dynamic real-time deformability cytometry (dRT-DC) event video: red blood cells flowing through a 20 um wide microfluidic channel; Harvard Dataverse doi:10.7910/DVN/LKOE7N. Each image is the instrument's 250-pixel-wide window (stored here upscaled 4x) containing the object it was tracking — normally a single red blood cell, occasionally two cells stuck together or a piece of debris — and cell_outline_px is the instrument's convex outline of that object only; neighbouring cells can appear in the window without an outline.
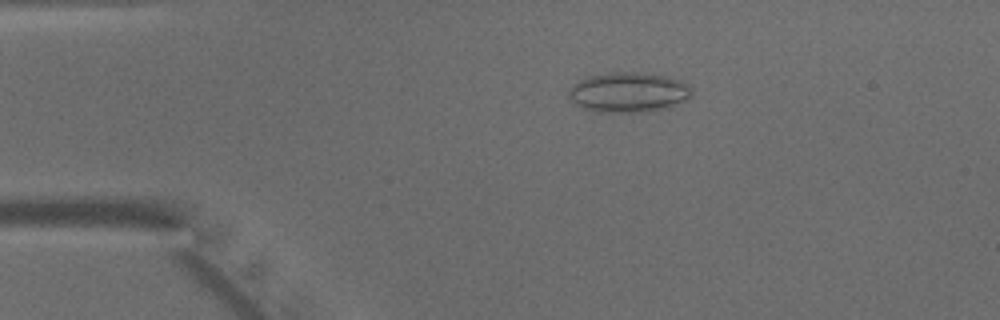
{"species": "common noctule bat (a hibernating species)", "species_latin": "Nyctalus noctula", "temperature_condition": "warm", "stored_images_in_passage": 47, "camera_frame_rate_fps": 3000, "um_per_image_px": 0.085, "animal": {"sex": "male", "body_mass_g": 15.6}, "frame": {"image": 1, "passage_image": 9, "time_ms": 2.667, "image_size_px": [1000, 320], "cell_outline_px": [[692, 96], [668, 108], [640, 112], [596, 112], [584, 108], [576, 104], [568, 96], [568, 88], [580, 80], [588, 76], [612, 72], [636, 72], [668, 76], [680, 80], [688, 84], [692, 92]], "centroid_in_image_um": [53.42, 7.84], "position_along_channel_um": 31.6, "area_um2": 28.73}}
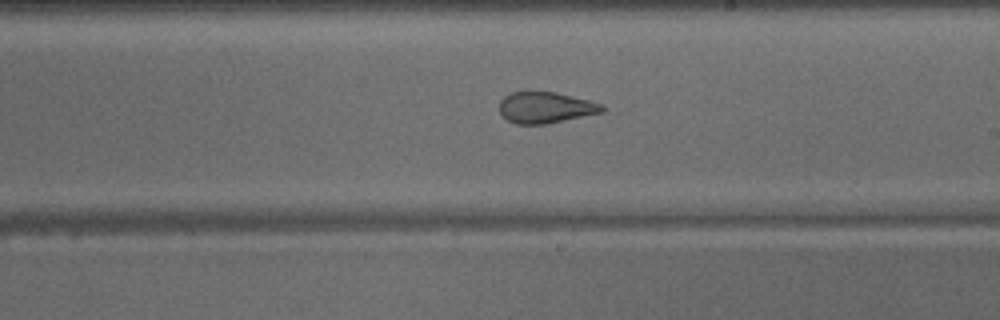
{"frame": {"image": 2, "passage_image": 27, "time_ms": 8.667, "image_size_px": [1000, 320], "cell_outline_px": [[604, 112], [548, 124], [516, 124], [508, 120], [500, 112], [500, 100], [504, 96], [512, 92], [556, 92], [604, 104]], "centroid_in_image_um": [46.4, 9.15], "position_along_channel_um": 242.6, "area_um2": 18.67}}
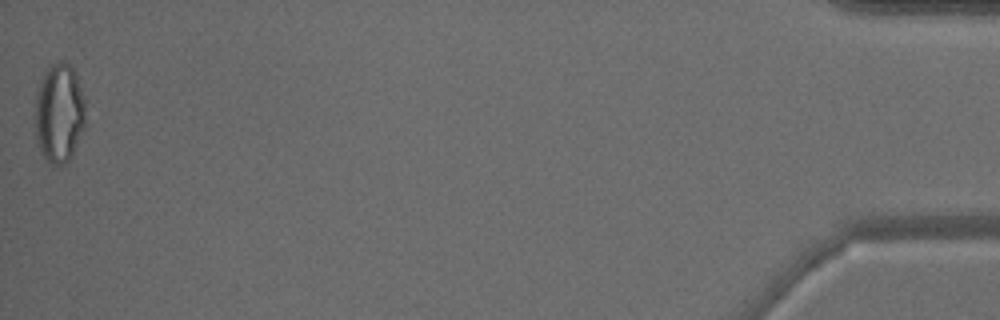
{"frame": {"image": 3, "passage_image": 47, "time_ms": 15.333, "image_size_px": [1000, 320], "cell_outline_px": [[84, 128], [68, 160], [64, 164], [52, 164], [40, 152], [36, 140], [32, 112], [36, 96], [44, 68], [60, 60], [68, 64], [76, 72], [84, 100]], "centroid_in_image_um": [4.97, 9.57], "position_along_channel_um": 430.2, "area_um2": 29.48}}